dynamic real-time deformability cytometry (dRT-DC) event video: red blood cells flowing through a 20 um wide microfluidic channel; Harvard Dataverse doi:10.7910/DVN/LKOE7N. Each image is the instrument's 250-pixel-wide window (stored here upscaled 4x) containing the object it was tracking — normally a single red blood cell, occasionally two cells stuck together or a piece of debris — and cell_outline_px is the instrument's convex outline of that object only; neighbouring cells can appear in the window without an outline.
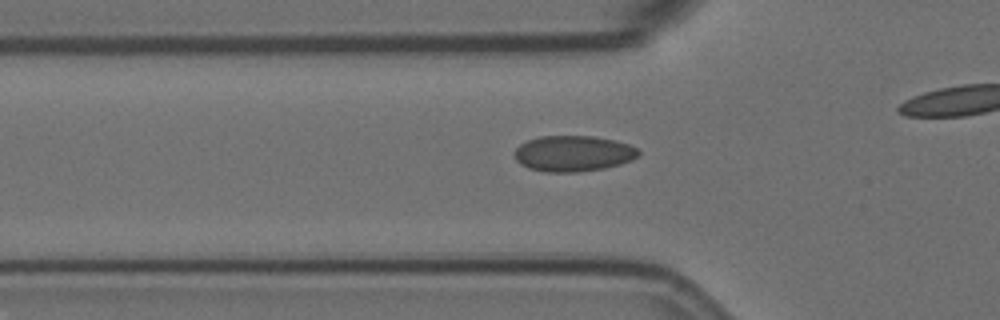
{"species": "Egyptian fruit bat (a non-hibernating species)", "species_latin": "Rousettus aegyptiacus", "temperature_condition": "room temperature", "stored_images_in_passage": 34, "camera_frame_rate_fps": 3000, "um_per_image_px": 0.085, "animal": {"sex": "female"}, "frame": {"image": 1, "passage_image": 9, "time_ms": 2.667, "image_size_px": [1000, 320], "cell_outline_px": [[640, 156], [632, 160], [620, 164], [604, 168], [576, 172], [544, 172], [528, 168], [520, 164], [516, 160], [516, 148], [520, 144], [528, 140], [540, 136], [592, 136], [616, 140], [628, 144], [636, 148], [640, 152]], "centroid_in_image_um": [48.74, 13.05], "position_along_channel_um": 77.1, "area_um2": 25.95}}
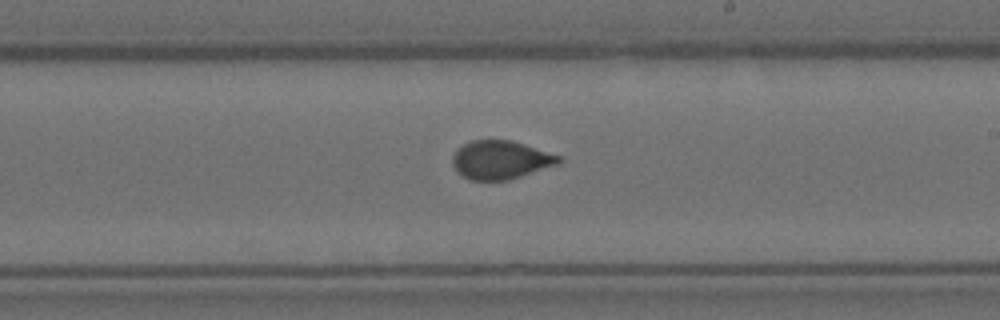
{"frame": {"image": 2, "passage_image": 23, "time_ms": 7.333, "image_size_px": [1000, 320], "cell_outline_px": [[560, 160], [556, 164], [508, 180], [468, 180], [456, 172], [452, 164], [452, 156], [456, 148], [472, 140], [512, 140], [560, 156]], "centroid_in_image_um": [42.46, 13.59], "position_along_channel_um": 246.5, "area_um2": 23.64}}
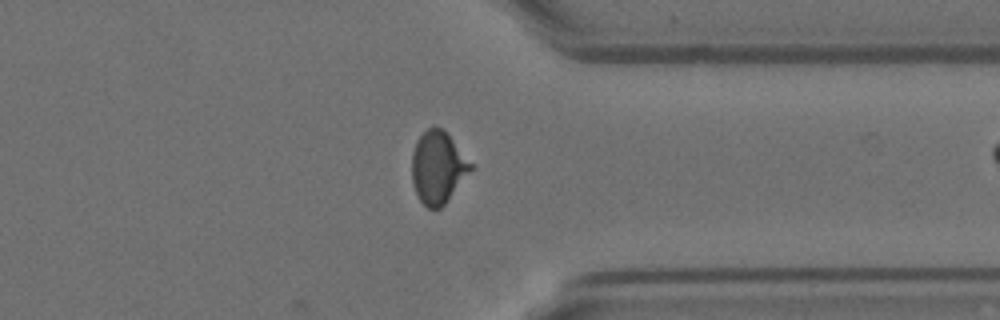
{"frame": {"image": 3, "passage_image": 34, "time_ms": 11.0, "image_size_px": [1000, 320], "cell_outline_px": [[472, 168], [444, 204], [440, 208], [428, 208], [420, 200], [416, 192], [412, 180], [412, 152], [416, 140], [428, 128], [440, 128], [452, 140], [472, 164]], "centroid_in_image_um": [37.18, 14.24], "position_along_channel_um": 374.2, "area_um2": 23.93}, "authors_computed_cell_mechanics": {"area_um2": 24.7095, "velocity_mm_per_s": 3.6139, "shape_relaxation_time_tau1_ms": 7.5168, "shape_relaxation_time_tau2_ms": null, "deformation_change_tau1": 0.1518, "deformation_change_tau2": null}}